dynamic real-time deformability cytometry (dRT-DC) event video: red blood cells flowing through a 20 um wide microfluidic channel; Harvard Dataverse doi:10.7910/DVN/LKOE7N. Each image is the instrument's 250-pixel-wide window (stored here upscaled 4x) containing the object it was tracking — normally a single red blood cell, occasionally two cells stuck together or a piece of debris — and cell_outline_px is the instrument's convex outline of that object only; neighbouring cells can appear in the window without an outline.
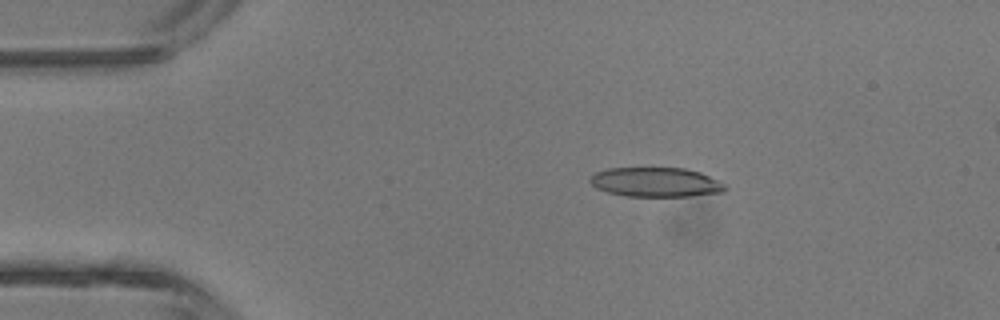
{"species": "common noctule bat (a hibernating species)", "species_latin": "Nyctalus noctula", "temperature_condition": "room temperature", "stored_images_in_passage": 4, "camera_frame_rate_fps": 3000, "um_per_image_px": 0.085, "animal": {"sex": "male", "body_mass_g": 13.3}, "frame": {"image": 1, "passage_image": 2, "time_ms": 1.0, "image_size_px": [1000, 320], "cell_outline_px": [[728, 188], [724, 192], [688, 196], [628, 196], [608, 192], [596, 188], [588, 180], [596, 172], [608, 168], [684, 168], [700, 172], [720, 180]], "centroid_in_image_um": [55.77, 15.48], "position_along_channel_um": 29.2, "area_um2": 23.18}}